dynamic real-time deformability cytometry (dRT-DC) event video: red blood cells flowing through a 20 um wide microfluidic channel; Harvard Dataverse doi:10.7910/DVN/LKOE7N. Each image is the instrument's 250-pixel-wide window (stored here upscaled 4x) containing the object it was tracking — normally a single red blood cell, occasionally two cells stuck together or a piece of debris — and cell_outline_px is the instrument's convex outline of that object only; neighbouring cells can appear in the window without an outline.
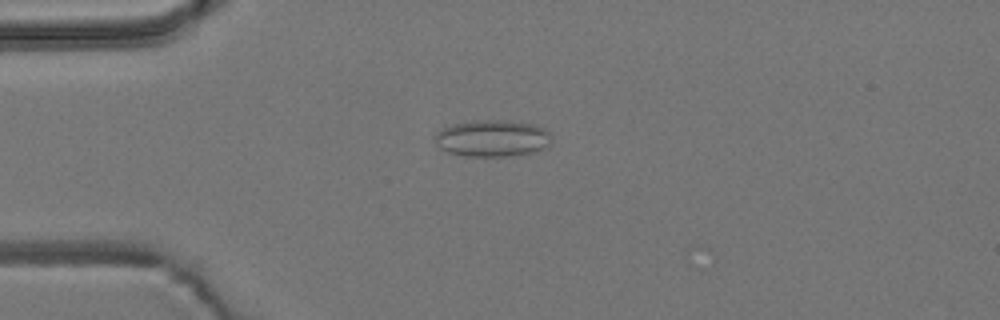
{"species": "common noctule bat (a hibernating species)", "species_latin": "Nyctalus noctula", "temperature_condition": "room temperature", "stored_images_in_passage": 11, "camera_frame_rate_fps": 3000, "um_per_image_px": 0.085, "animal": {"sex": "male", "body_mass_g": 19.2, "forearm_length_mm": 51.8}, "frame": {"image": 1, "passage_image": 5, "time_ms": 1.333, "image_size_px": [1000, 320], "cell_outline_px": [[552, 144], [544, 148], [512, 156], [464, 156], [448, 152], [440, 148], [436, 144], [436, 132], [444, 128], [456, 124], [472, 120], [504, 120], [532, 124], [544, 128], [552, 136]], "centroid_in_image_um": [41.87, 11.76], "position_along_channel_um": 43.1, "area_um2": 24.85}}